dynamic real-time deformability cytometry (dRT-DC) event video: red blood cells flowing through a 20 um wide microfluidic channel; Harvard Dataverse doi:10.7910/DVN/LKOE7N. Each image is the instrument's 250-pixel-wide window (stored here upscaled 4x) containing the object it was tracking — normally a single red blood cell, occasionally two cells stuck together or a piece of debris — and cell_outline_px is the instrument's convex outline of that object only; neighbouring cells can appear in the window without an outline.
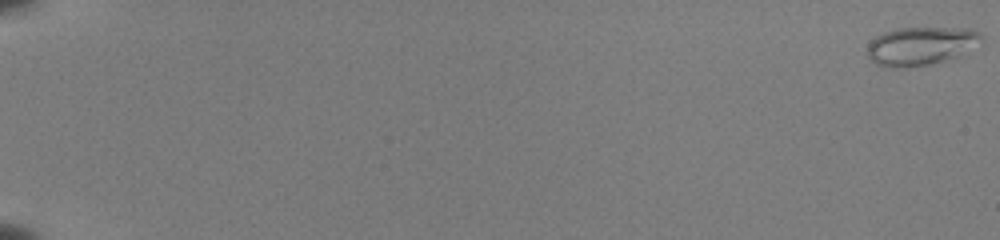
{"species": "common noctule bat (a hibernating species)", "species_latin": "Nyctalus noctula", "temperature_condition": "room temperature", "stored_images_in_passage": 55, "camera_frame_rate_fps": 3000, "um_per_image_px": 0.085, "animal": {"sex": "female", "body_mass_g": 22.0, "forearm_length_mm": 56.7}, "frame": {"image": 1, "passage_image": 1, "time_ms": 0.0, "image_size_px": [1000, 240], "cell_outline_px": [[980, 36], [956, 56], [924, 64], [900, 68], [892, 68], [876, 64], [868, 56], [868, 44], [876, 36], [884, 32], [896, 28], [972, 28], [980, 32]], "centroid_in_image_um": [78.12, 3.88], "position_along_channel_um": 6.9, "area_um2": 24.33}}
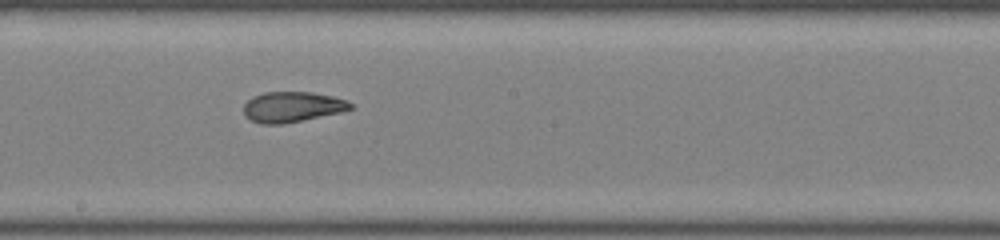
{"frame": {"image": 2, "passage_image": 34, "time_ms": 11.0, "image_size_px": [1000, 240], "cell_outline_px": [[352, 108], [340, 112], [284, 124], [260, 124], [244, 116], [244, 104], [252, 96], [264, 92], [312, 92], [332, 96], [348, 100], [352, 104]], "centroid_in_image_um": [24.82, 9.08], "position_along_channel_um": 223.4, "area_um2": 18.96}}
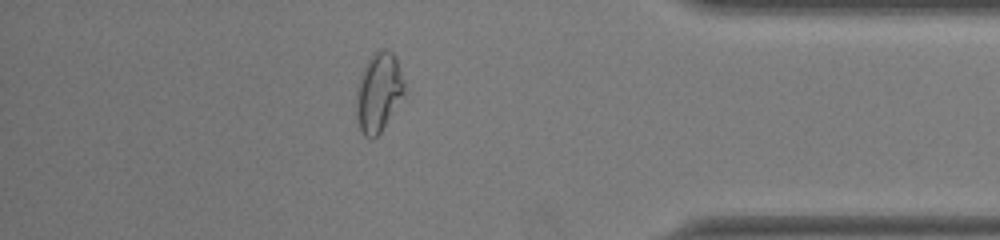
{"frame": {"image": 3, "passage_image": 49, "time_ms": 16.0, "image_size_px": [1000, 240], "cell_outline_px": [[408, 92], [380, 132], [372, 140], [364, 136], [360, 128], [356, 116], [356, 88], [360, 76], [372, 52], [380, 48], [384, 48], [392, 52], [396, 56]], "centroid_in_image_um": [32.21, 7.82], "position_along_channel_um": 403.0, "area_um2": 22.77}, "authors_computed_cell_mechanics": {"area_um2": 21.1548, "velocity_mm_per_s": 3.9805, "shape_relaxation_time_tau1_ms": 4.6622, "shape_relaxation_time_tau2_ms": 1.7424, "deformation_change_tau1": 0.2094, "deformation_change_tau2": 0.0857}}